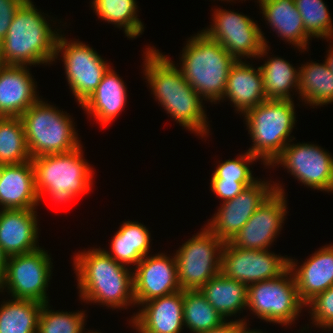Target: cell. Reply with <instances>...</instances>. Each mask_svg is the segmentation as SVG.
Here are the masks:
<instances>
[{
	"mask_svg": "<svg viewBox=\"0 0 333 333\" xmlns=\"http://www.w3.org/2000/svg\"><path fill=\"white\" fill-rule=\"evenodd\" d=\"M155 47L144 52V75L149 88L167 114L179 125L201 138L207 136L208 117L203 109V98L186 81L180 68Z\"/></svg>",
	"mask_w": 333,
	"mask_h": 333,
	"instance_id": "6da1fadb",
	"label": "cell"
},
{
	"mask_svg": "<svg viewBox=\"0 0 333 333\" xmlns=\"http://www.w3.org/2000/svg\"><path fill=\"white\" fill-rule=\"evenodd\" d=\"M73 262L81 300L112 309L136 305L133 268L116 262L100 247L78 252Z\"/></svg>",
	"mask_w": 333,
	"mask_h": 333,
	"instance_id": "7a4b0ae2",
	"label": "cell"
},
{
	"mask_svg": "<svg viewBox=\"0 0 333 333\" xmlns=\"http://www.w3.org/2000/svg\"><path fill=\"white\" fill-rule=\"evenodd\" d=\"M43 14L31 0H25L17 9L8 33L0 43L5 65H50L55 61L60 33L51 29Z\"/></svg>",
	"mask_w": 333,
	"mask_h": 333,
	"instance_id": "3957f363",
	"label": "cell"
},
{
	"mask_svg": "<svg viewBox=\"0 0 333 333\" xmlns=\"http://www.w3.org/2000/svg\"><path fill=\"white\" fill-rule=\"evenodd\" d=\"M188 39L180 57L182 65L179 68L183 76L204 100L221 101L236 59L203 31Z\"/></svg>",
	"mask_w": 333,
	"mask_h": 333,
	"instance_id": "277c9868",
	"label": "cell"
},
{
	"mask_svg": "<svg viewBox=\"0 0 333 333\" xmlns=\"http://www.w3.org/2000/svg\"><path fill=\"white\" fill-rule=\"evenodd\" d=\"M82 145L73 151L32 158L36 192L56 202L67 203L88 193L93 185V167L83 158Z\"/></svg>",
	"mask_w": 333,
	"mask_h": 333,
	"instance_id": "5b68a950",
	"label": "cell"
},
{
	"mask_svg": "<svg viewBox=\"0 0 333 333\" xmlns=\"http://www.w3.org/2000/svg\"><path fill=\"white\" fill-rule=\"evenodd\" d=\"M293 100H266L248 110L245 122L253 146L248 151L270 166L289 142L295 125Z\"/></svg>",
	"mask_w": 333,
	"mask_h": 333,
	"instance_id": "8992f818",
	"label": "cell"
},
{
	"mask_svg": "<svg viewBox=\"0 0 333 333\" xmlns=\"http://www.w3.org/2000/svg\"><path fill=\"white\" fill-rule=\"evenodd\" d=\"M20 117L31 158L67 153L81 146L71 115L41 99Z\"/></svg>",
	"mask_w": 333,
	"mask_h": 333,
	"instance_id": "52a82bcc",
	"label": "cell"
},
{
	"mask_svg": "<svg viewBox=\"0 0 333 333\" xmlns=\"http://www.w3.org/2000/svg\"><path fill=\"white\" fill-rule=\"evenodd\" d=\"M303 307L289 268L277 278L247 286V308L267 323L290 326Z\"/></svg>",
	"mask_w": 333,
	"mask_h": 333,
	"instance_id": "ba28073f",
	"label": "cell"
},
{
	"mask_svg": "<svg viewBox=\"0 0 333 333\" xmlns=\"http://www.w3.org/2000/svg\"><path fill=\"white\" fill-rule=\"evenodd\" d=\"M201 229L175 253L181 290H199L221 273V251L225 243L207 227Z\"/></svg>",
	"mask_w": 333,
	"mask_h": 333,
	"instance_id": "9c48e42d",
	"label": "cell"
},
{
	"mask_svg": "<svg viewBox=\"0 0 333 333\" xmlns=\"http://www.w3.org/2000/svg\"><path fill=\"white\" fill-rule=\"evenodd\" d=\"M212 16V25L201 31L211 40L219 42L236 60L268 55V42L253 19L222 8L215 9Z\"/></svg>",
	"mask_w": 333,
	"mask_h": 333,
	"instance_id": "30bf717a",
	"label": "cell"
},
{
	"mask_svg": "<svg viewBox=\"0 0 333 333\" xmlns=\"http://www.w3.org/2000/svg\"><path fill=\"white\" fill-rule=\"evenodd\" d=\"M51 257L47 250L38 248L29 253L9 256L0 282V292L7 289L15 299L48 303L47 288L52 274Z\"/></svg>",
	"mask_w": 333,
	"mask_h": 333,
	"instance_id": "8fae6325",
	"label": "cell"
},
{
	"mask_svg": "<svg viewBox=\"0 0 333 333\" xmlns=\"http://www.w3.org/2000/svg\"><path fill=\"white\" fill-rule=\"evenodd\" d=\"M64 36H58L54 59L60 54L63 56L67 82L81 106L96 90L111 66L88 44L68 41Z\"/></svg>",
	"mask_w": 333,
	"mask_h": 333,
	"instance_id": "7c38bea8",
	"label": "cell"
},
{
	"mask_svg": "<svg viewBox=\"0 0 333 333\" xmlns=\"http://www.w3.org/2000/svg\"><path fill=\"white\" fill-rule=\"evenodd\" d=\"M290 143L270 166L283 165L304 186L333 193V156L319 145Z\"/></svg>",
	"mask_w": 333,
	"mask_h": 333,
	"instance_id": "4fadbf2b",
	"label": "cell"
},
{
	"mask_svg": "<svg viewBox=\"0 0 333 333\" xmlns=\"http://www.w3.org/2000/svg\"><path fill=\"white\" fill-rule=\"evenodd\" d=\"M266 250H250L226 242L221 251V273L246 286L279 277L289 268V258Z\"/></svg>",
	"mask_w": 333,
	"mask_h": 333,
	"instance_id": "5bb4252c",
	"label": "cell"
},
{
	"mask_svg": "<svg viewBox=\"0 0 333 333\" xmlns=\"http://www.w3.org/2000/svg\"><path fill=\"white\" fill-rule=\"evenodd\" d=\"M280 185L274 184L276 191L228 242L230 245L250 250H266L271 246L280 234L287 213L285 192Z\"/></svg>",
	"mask_w": 333,
	"mask_h": 333,
	"instance_id": "9a60e30c",
	"label": "cell"
},
{
	"mask_svg": "<svg viewBox=\"0 0 333 333\" xmlns=\"http://www.w3.org/2000/svg\"><path fill=\"white\" fill-rule=\"evenodd\" d=\"M270 181L257 180L233 199L222 202L218 211L205 225L224 243L247 223L254 212L276 191Z\"/></svg>",
	"mask_w": 333,
	"mask_h": 333,
	"instance_id": "2e32d148",
	"label": "cell"
},
{
	"mask_svg": "<svg viewBox=\"0 0 333 333\" xmlns=\"http://www.w3.org/2000/svg\"><path fill=\"white\" fill-rule=\"evenodd\" d=\"M133 270L134 298L136 305L166 296L180 289L176 256L164 253L145 256Z\"/></svg>",
	"mask_w": 333,
	"mask_h": 333,
	"instance_id": "e0dca14e",
	"label": "cell"
},
{
	"mask_svg": "<svg viewBox=\"0 0 333 333\" xmlns=\"http://www.w3.org/2000/svg\"><path fill=\"white\" fill-rule=\"evenodd\" d=\"M131 317L136 333H180L183 330V290L152 299Z\"/></svg>",
	"mask_w": 333,
	"mask_h": 333,
	"instance_id": "ac0fdd59",
	"label": "cell"
},
{
	"mask_svg": "<svg viewBox=\"0 0 333 333\" xmlns=\"http://www.w3.org/2000/svg\"><path fill=\"white\" fill-rule=\"evenodd\" d=\"M27 65H5L0 71V117H20L40 97Z\"/></svg>",
	"mask_w": 333,
	"mask_h": 333,
	"instance_id": "d6986e66",
	"label": "cell"
},
{
	"mask_svg": "<svg viewBox=\"0 0 333 333\" xmlns=\"http://www.w3.org/2000/svg\"><path fill=\"white\" fill-rule=\"evenodd\" d=\"M36 213L35 209H1L0 247L8 257L40 248Z\"/></svg>",
	"mask_w": 333,
	"mask_h": 333,
	"instance_id": "ffe728a7",
	"label": "cell"
},
{
	"mask_svg": "<svg viewBox=\"0 0 333 333\" xmlns=\"http://www.w3.org/2000/svg\"><path fill=\"white\" fill-rule=\"evenodd\" d=\"M302 265L289 257L291 270L301 301L306 305L319 293L333 286V244L315 251Z\"/></svg>",
	"mask_w": 333,
	"mask_h": 333,
	"instance_id": "44dd1931",
	"label": "cell"
},
{
	"mask_svg": "<svg viewBox=\"0 0 333 333\" xmlns=\"http://www.w3.org/2000/svg\"><path fill=\"white\" fill-rule=\"evenodd\" d=\"M39 202L32 160L20 164L0 165L2 209H36Z\"/></svg>",
	"mask_w": 333,
	"mask_h": 333,
	"instance_id": "7402d4cb",
	"label": "cell"
},
{
	"mask_svg": "<svg viewBox=\"0 0 333 333\" xmlns=\"http://www.w3.org/2000/svg\"><path fill=\"white\" fill-rule=\"evenodd\" d=\"M246 60H236L228 74L223 99L228 98L234 104L235 111L243 115L250 109L266 101L263 77L260 66L254 68Z\"/></svg>",
	"mask_w": 333,
	"mask_h": 333,
	"instance_id": "603a6c76",
	"label": "cell"
},
{
	"mask_svg": "<svg viewBox=\"0 0 333 333\" xmlns=\"http://www.w3.org/2000/svg\"><path fill=\"white\" fill-rule=\"evenodd\" d=\"M263 17L278 37L305 51L310 38L294 0H257ZM280 35V36H279Z\"/></svg>",
	"mask_w": 333,
	"mask_h": 333,
	"instance_id": "cb8c5ba5",
	"label": "cell"
},
{
	"mask_svg": "<svg viewBox=\"0 0 333 333\" xmlns=\"http://www.w3.org/2000/svg\"><path fill=\"white\" fill-rule=\"evenodd\" d=\"M127 89L122 78L111 69L107 70L92 95L81 105L102 126H106L119 115L126 105Z\"/></svg>",
	"mask_w": 333,
	"mask_h": 333,
	"instance_id": "d4e9b609",
	"label": "cell"
},
{
	"mask_svg": "<svg viewBox=\"0 0 333 333\" xmlns=\"http://www.w3.org/2000/svg\"><path fill=\"white\" fill-rule=\"evenodd\" d=\"M151 233L138 221H125L113 236L111 251L104 250L116 262L127 267H135L143 257L149 254Z\"/></svg>",
	"mask_w": 333,
	"mask_h": 333,
	"instance_id": "484cf974",
	"label": "cell"
},
{
	"mask_svg": "<svg viewBox=\"0 0 333 333\" xmlns=\"http://www.w3.org/2000/svg\"><path fill=\"white\" fill-rule=\"evenodd\" d=\"M205 299L226 320L247 307V286L222 273L211 278L200 289Z\"/></svg>",
	"mask_w": 333,
	"mask_h": 333,
	"instance_id": "4316f807",
	"label": "cell"
},
{
	"mask_svg": "<svg viewBox=\"0 0 333 333\" xmlns=\"http://www.w3.org/2000/svg\"><path fill=\"white\" fill-rule=\"evenodd\" d=\"M299 75L298 96L310 106H323L333 102V73L324 63L302 64ZM303 98V99H302Z\"/></svg>",
	"mask_w": 333,
	"mask_h": 333,
	"instance_id": "83f0119b",
	"label": "cell"
},
{
	"mask_svg": "<svg viewBox=\"0 0 333 333\" xmlns=\"http://www.w3.org/2000/svg\"><path fill=\"white\" fill-rule=\"evenodd\" d=\"M260 69L267 100H293L290 92L292 89L298 92L299 68L296 69L287 60L274 56L269 57Z\"/></svg>",
	"mask_w": 333,
	"mask_h": 333,
	"instance_id": "f1b7e54d",
	"label": "cell"
},
{
	"mask_svg": "<svg viewBox=\"0 0 333 333\" xmlns=\"http://www.w3.org/2000/svg\"><path fill=\"white\" fill-rule=\"evenodd\" d=\"M41 303L12 298L0 305V333H36Z\"/></svg>",
	"mask_w": 333,
	"mask_h": 333,
	"instance_id": "f546056e",
	"label": "cell"
},
{
	"mask_svg": "<svg viewBox=\"0 0 333 333\" xmlns=\"http://www.w3.org/2000/svg\"><path fill=\"white\" fill-rule=\"evenodd\" d=\"M91 6L100 20L123 28L125 36L129 39H135L144 31V25L136 15V0H92Z\"/></svg>",
	"mask_w": 333,
	"mask_h": 333,
	"instance_id": "4dcf8cb0",
	"label": "cell"
},
{
	"mask_svg": "<svg viewBox=\"0 0 333 333\" xmlns=\"http://www.w3.org/2000/svg\"><path fill=\"white\" fill-rule=\"evenodd\" d=\"M183 311L184 326L192 333L209 331L226 322L200 290H183Z\"/></svg>",
	"mask_w": 333,
	"mask_h": 333,
	"instance_id": "1f68e13d",
	"label": "cell"
},
{
	"mask_svg": "<svg viewBox=\"0 0 333 333\" xmlns=\"http://www.w3.org/2000/svg\"><path fill=\"white\" fill-rule=\"evenodd\" d=\"M21 117H0V165L30 161Z\"/></svg>",
	"mask_w": 333,
	"mask_h": 333,
	"instance_id": "d6a6232c",
	"label": "cell"
},
{
	"mask_svg": "<svg viewBox=\"0 0 333 333\" xmlns=\"http://www.w3.org/2000/svg\"><path fill=\"white\" fill-rule=\"evenodd\" d=\"M306 34L311 37L333 39L332 19L323 0H294ZM332 38V39H331Z\"/></svg>",
	"mask_w": 333,
	"mask_h": 333,
	"instance_id": "836d02e7",
	"label": "cell"
},
{
	"mask_svg": "<svg viewBox=\"0 0 333 333\" xmlns=\"http://www.w3.org/2000/svg\"><path fill=\"white\" fill-rule=\"evenodd\" d=\"M49 302L42 305L38 318V333H83L85 311L63 312L49 309Z\"/></svg>",
	"mask_w": 333,
	"mask_h": 333,
	"instance_id": "e575fe53",
	"label": "cell"
},
{
	"mask_svg": "<svg viewBox=\"0 0 333 333\" xmlns=\"http://www.w3.org/2000/svg\"><path fill=\"white\" fill-rule=\"evenodd\" d=\"M258 160L248 150L237 156L236 159L225 160L213 171L211 179L235 180L237 182H256L258 178L253 177L250 164Z\"/></svg>",
	"mask_w": 333,
	"mask_h": 333,
	"instance_id": "d590c367",
	"label": "cell"
},
{
	"mask_svg": "<svg viewBox=\"0 0 333 333\" xmlns=\"http://www.w3.org/2000/svg\"><path fill=\"white\" fill-rule=\"evenodd\" d=\"M305 307H309L312 324L326 330L333 329V286L311 299Z\"/></svg>",
	"mask_w": 333,
	"mask_h": 333,
	"instance_id": "8d00e7d4",
	"label": "cell"
},
{
	"mask_svg": "<svg viewBox=\"0 0 333 333\" xmlns=\"http://www.w3.org/2000/svg\"><path fill=\"white\" fill-rule=\"evenodd\" d=\"M210 188L222 202L233 199L242 192L246 187L251 186L254 182H237L235 180L211 179Z\"/></svg>",
	"mask_w": 333,
	"mask_h": 333,
	"instance_id": "74e56055",
	"label": "cell"
},
{
	"mask_svg": "<svg viewBox=\"0 0 333 333\" xmlns=\"http://www.w3.org/2000/svg\"><path fill=\"white\" fill-rule=\"evenodd\" d=\"M25 0H0V43L8 33L17 9Z\"/></svg>",
	"mask_w": 333,
	"mask_h": 333,
	"instance_id": "f35d334b",
	"label": "cell"
},
{
	"mask_svg": "<svg viewBox=\"0 0 333 333\" xmlns=\"http://www.w3.org/2000/svg\"><path fill=\"white\" fill-rule=\"evenodd\" d=\"M245 319L238 320H228V322H224L221 326L217 328H213L209 331L201 332V333H236L238 328L243 324L247 323Z\"/></svg>",
	"mask_w": 333,
	"mask_h": 333,
	"instance_id": "ab89813d",
	"label": "cell"
},
{
	"mask_svg": "<svg viewBox=\"0 0 333 333\" xmlns=\"http://www.w3.org/2000/svg\"><path fill=\"white\" fill-rule=\"evenodd\" d=\"M7 258L8 256L3 252L0 247V282L2 281L5 274Z\"/></svg>",
	"mask_w": 333,
	"mask_h": 333,
	"instance_id": "60d3db41",
	"label": "cell"
},
{
	"mask_svg": "<svg viewBox=\"0 0 333 333\" xmlns=\"http://www.w3.org/2000/svg\"><path fill=\"white\" fill-rule=\"evenodd\" d=\"M324 61H325L326 65H327V67L333 73V47H331L328 50V54H327L326 59Z\"/></svg>",
	"mask_w": 333,
	"mask_h": 333,
	"instance_id": "b9f144b4",
	"label": "cell"
},
{
	"mask_svg": "<svg viewBox=\"0 0 333 333\" xmlns=\"http://www.w3.org/2000/svg\"><path fill=\"white\" fill-rule=\"evenodd\" d=\"M236 333H263L261 330H250L247 328V323H243L237 330ZM266 333V332H265Z\"/></svg>",
	"mask_w": 333,
	"mask_h": 333,
	"instance_id": "7bdbcfd3",
	"label": "cell"
},
{
	"mask_svg": "<svg viewBox=\"0 0 333 333\" xmlns=\"http://www.w3.org/2000/svg\"><path fill=\"white\" fill-rule=\"evenodd\" d=\"M5 66V63L3 62L2 56L0 55V71Z\"/></svg>",
	"mask_w": 333,
	"mask_h": 333,
	"instance_id": "ee69618b",
	"label": "cell"
},
{
	"mask_svg": "<svg viewBox=\"0 0 333 333\" xmlns=\"http://www.w3.org/2000/svg\"><path fill=\"white\" fill-rule=\"evenodd\" d=\"M87 333H101V332H98V330H97V331H93V330L91 331V330H90V331L87 332Z\"/></svg>",
	"mask_w": 333,
	"mask_h": 333,
	"instance_id": "f6af8a7d",
	"label": "cell"
}]
</instances>
